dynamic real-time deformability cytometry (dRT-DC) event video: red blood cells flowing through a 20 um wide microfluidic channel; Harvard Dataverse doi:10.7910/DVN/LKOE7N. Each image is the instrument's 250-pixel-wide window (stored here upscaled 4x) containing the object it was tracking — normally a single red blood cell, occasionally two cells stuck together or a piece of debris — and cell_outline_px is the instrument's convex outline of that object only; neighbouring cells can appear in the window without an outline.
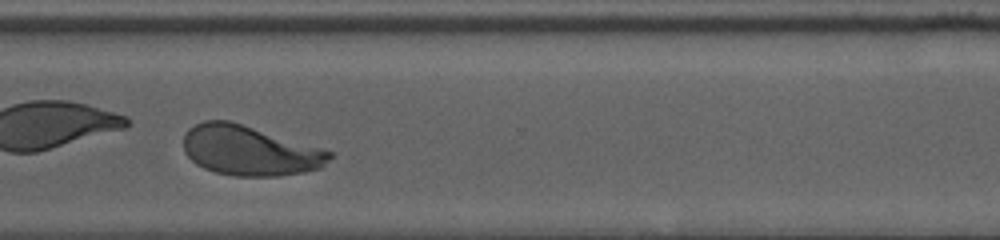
{"species": "human", "species_latin": "Homo sapiens", "temperature_condition": "cold", "stored_images_in_passage": 34, "camera_frame_rate_fps": 3000, "um_per_image_px": 0.085, "donor": {"sex": "female"}, "frame": {"image": 1, "passage_image": 29, "time_ms": 9.333, "image_size_px": [1000, 240], "cell_outline_px": [[332, 156], [320, 168], [304, 172], [276, 176], [232, 176], [216, 172], [204, 168], [196, 164], [184, 152], [184, 132], [188, 128], [204, 120], [228, 120], [320, 148], [332, 152]], "centroid_in_image_um": [21.16, 12.81], "position_along_channel_um": 349.4, "area_um2": 42.02}, "authors_computed_cell_mechanics": {"area_um2": 42.8298, "velocity_mm_per_s": 3.6106, "shape_relaxation_time_tau1_ms": 3.4879, "shape_relaxation_time_tau2_ms": null, "deformation_change_tau1": 0.1567, "deformation_change_tau2": null}}